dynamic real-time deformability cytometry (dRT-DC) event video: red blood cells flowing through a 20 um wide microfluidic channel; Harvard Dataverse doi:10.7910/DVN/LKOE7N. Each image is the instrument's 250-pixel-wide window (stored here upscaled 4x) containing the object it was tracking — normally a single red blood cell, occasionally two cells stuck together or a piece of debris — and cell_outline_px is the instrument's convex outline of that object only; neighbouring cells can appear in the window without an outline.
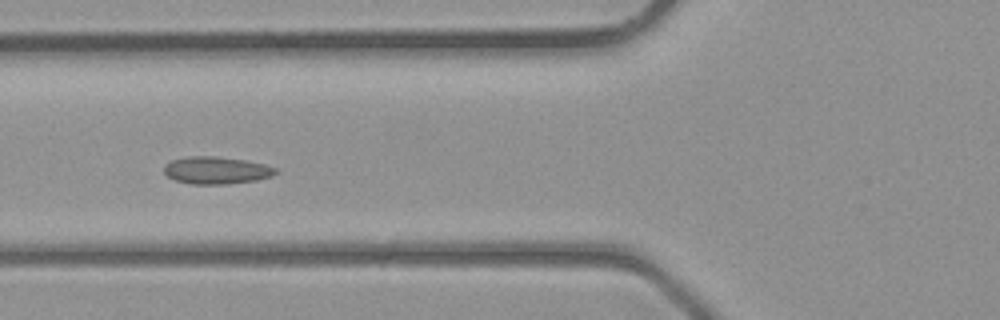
{"species": "common noctule bat (a hibernating species)", "species_latin": "Nyctalus noctula", "temperature_condition": "room temperature", "stored_images_in_passage": 30, "camera_frame_rate_fps": 3000, "um_per_image_px": 0.085, "animal": {"sex": "male", "body_mass_g": 23.1, "forearm_length_mm": 52.7}, "frame": {"image": 1, "passage_image": 12, "time_ms": 3.667, "image_size_px": [1000, 320], "cell_outline_px": [[280, 172], [272, 176], [256, 180], [228, 184], [192, 184], [176, 180], [168, 176], [164, 172], [164, 164], [172, 160], [188, 156], [216, 156], [248, 160], [264, 164], [276, 168]], "centroid_in_image_um": [18.42, 14.47], "position_along_channel_um": 107.4, "area_um2": 17.92}}
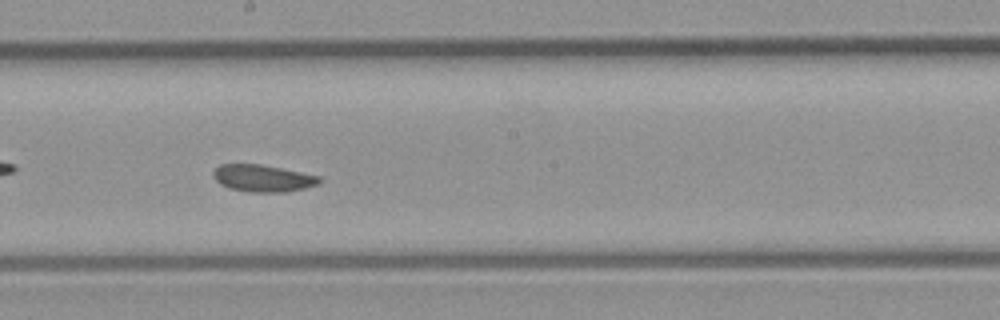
{"frame": {"image": 2, "passage_image": 19, "time_ms": 6.0, "image_size_px": [1000, 320], "cell_outline_px": [[320, 184], [288, 192], [252, 192], [228, 188], [220, 184], [212, 176], [212, 172], [220, 164], [260, 164], [320, 176]], "centroid_in_image_um": [22.32, 15.15], "position_along_channel_um": 225.9, "area_um2": 16.7}}
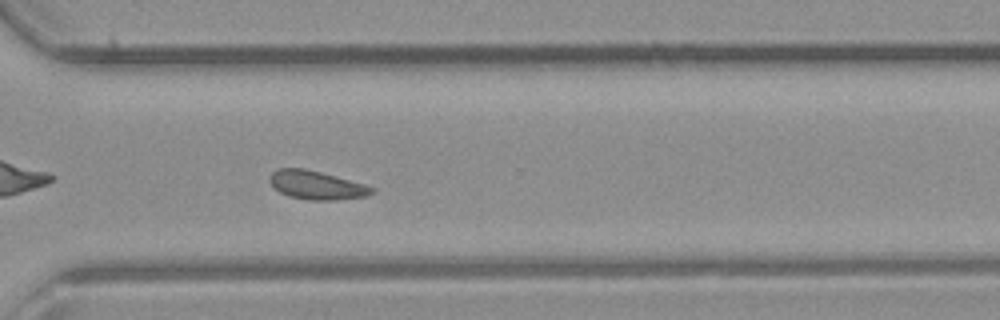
{"frame": {"image": 3, "passage_image": 26, "time_ms": 8.333, "image_size_px": [1000, 320], "cell_outline_px": [[376, 192], [368, 196], [336, 200], [312, 200], [288, 196], [280, 192], [268, 180], [268, 176], [276, 168], [304, 168], [320, 172], [364, 184], [376, 188]], "centroid_in_image_um": [26.91, 15.74], "position_along_channel_um": 343.7, "area_um2": 17.05}}